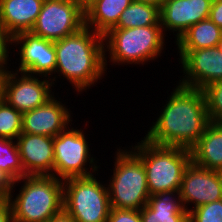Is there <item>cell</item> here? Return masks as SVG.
<instances>
[{
    "instance_id": "7",
    "label": "cell",
    "mask_w": 222,
    "mask_h": 222,
    "mask_svg": "<svg viewBox=\"0 0 222 222\" xmlns=\"http://www.w3.org/2000/svg\"><path fill=\"white\" fill-rule=\"evenodd\" d=\"M63 208L76 222H107L111 209L107 185L94 175L63 180Z\"/></svg>"
},
{
    "instance_id": "38",
    "label": "cell",
    "mask_w": 222,
    "mask_h": 222,
    "mask_svg": "<svg viewBox=\"0 0 222 222\" xmlns=\"http://www.w3.org/2000/svg\"><path fill=\"white\" fill-rule=\"evenodd\" d=\"M83 7V0H75Z\"/></svg>"
},
{
    "instance_id": "33",
    "label": "cell",
    "mask_w": 222,
    "mask_h": 222,
    "mask_svg": "<svg viewBox=\"0 0 222 222\" xmlns=\"http://www.w3.org/2000/svg\"><path fill=\"white\" fill-rule=\"evenodd\" d=\"M7 66L0 64V99L2 98V82L6 72Z\"/></svg>"
},
{
    "instance_id": "25",
    "label": "cell",
    "mask_w": 222,
    "mask_h": 222,
    "mask_svg": "<svg viewBox=\"0 0 222 222\" xmlns=\"http://www.w3.org/2000/svg\"><path fill=\"white\" fill-rule=\"evenodd\" d=\"M210 122L222 123V80L202 89Z\"/></svg>"
},
{
    "instance_id": "21",
    "label": "cell",
    "mask_w": 222,
    "mask_h": 222,
    "mask_svg": "<svg viewBox=\"0 0 222 222\" xmlns=\"http://www.w3.org/2000/svg\"><path fill=\"white\" fill-rule=\"evenodd\" d=\"M221 38L222 29L207 18L191 26L175 42L178 50H197L217 47Z\"/></svg>"
},
{
    "instance_id": "22",
    "label": "cell",
    "mask_w": 222,
    "mask_h": 222,
    "mask_svg": "<svg viewBox=\"0 0 222 222\" xmlns=\"http://www.w3.org/2000/svg\"><path fill=\"white\" fill-rule=\"evenodd\" d=\"M160 24V8L143 2L133 1L121 13L117 26L113 29L144 27Z\"/></svg>"
},
{
    "instance_id": "28",
    "label": "cell",
    "mask_w": 222,
    "mask_h": 222,
    "mask_svg": "<svg viewBox=\"0 0 222 222\" xmlns=\"http://www.w3.org/2000/svg\"><path fill=\"white\" fill-rule=\"evenodd\" d=\"M15 182L16 180L9 173L0 170V200H9L12 197Z\"/></svg>"
},
{
    "instance_id": "11",
    "label": "cell",
    "mask_w": 222,
    "mask_h": 222,
    "mask_svg": "<svg viewBox=\"0 0 222 222\" xmlns=\"http://www.w3.org/2000/svg\"><path fill=\"white\" fill-rule=\"evenodd\" d=\"M183 78L179 85L202 90L209 84L222 80V54L217 47L197 50H178Z\"/></svg>"
},
{
    "instance_id": "13",
    "label": "cell",
    "mask_w": 222,
    "mask_h": 222,
    "mask_svg": "<svg viewBox=\"0 0 222 222\" xmlns=\"http://www.w3.org/2000/svg\"><path fill=\"white\" fill-rule=\"evenodd\" d=\"M179 193L183 207L189 213L198 206L221 200L222 185L216 170L200 167L191 161L183 173ZM192 204L194 207L189 209Z\"/></svg>"
},
{
    "instance_id": "5",
    "label": "cell",
    "mask_w": 222,
    "mask_h": 222,
    "mask_svg": "<svg viewBox=\"0 0 222 222\" xmlns=\"http://www.w3.org/2000/svg\"><path fill=\"white\" fill-rule=\"evenodd\" d=\"M161 25H150L125 29H111L103 36L104 63L107 68V56L113 65L146 64L161 57L165 36ZM150 60V61H149Z\"/></svg>"
},
{
    "instance_id": "2",
    "label": "cell",
    "mask_w": 222,
    "mask_h": 222,
    "mask_svg": "<svg viewBox=\"0 0 222 222\" xmlns=\"http://www.w3.org/2000/svg\"><path fill=\"white\" fill-rule=\"evenodd\" d=\"M54 48L55 74L66 78L77 92L89 89L105 75L103 36L87 26L54 41Z\"/></svg>"
},
{
    "instance_id": "3",
    "label": "cell",
    "mask_w": 222,
    "mask_h": 222,
    "mask_svg": "<svg viewBox=\"0 0 222 222\" xmlns=\"http://www.w3.org/2000/svg\"><path fill=\"white\" fill-rule=\"evenodd\" d=\"M19 194L9 199L14 222H48L63 209V180L52 175L25 176ZM13 198V199H12Z\"/></svg>"
},
{
    "instance_id": "35",
    "label": "cell",
    "mask_w": 222,
    "mask_h": 222,
    "mask_svg": "<svg viewBox=\"0 0 222 222\" xmlns=\"http://www.w3.org/2000/svg\"><path fill=\"white\" fill-rule=\"evenodd\" d=\"M216 172H217V174H218V176L220 178V182H221V185H222V167L217 169Z\"/></svg>"
},
{
    "instance_id": "10",
    "label": "cell",
    "mask_w": 222,
    "mask_h": 222,
    "mask_svg": "<svg viewBox=\"0 0 222 222\" xmlns=\"http://www.w3.org/2000/svg\"><path fill=\"white\" fill-rule=\"evenodd\" d=\"M41 78L43 79L40 80L37 75L9 71L6 68L2 82V99L21 113L44 105L54 96L51 87L55 85L56 77Z\"/></svg>"
},
{
    "instance_id": "26",
    "label": "cell",
    "mask_w": 222,
    "mask_h": 222,
    "mask_svg": "<svg viewBox=\"0 0 222 222\" xmlns=\"http://www.w3.org/2000/svg\"><path fill=\"white\" fill-rule=\"evenodd\" d=\"M189 222H222V199L192 209Z\"/></svg>"
},
{
    "instance_id": "31",
    "label": "cell",
    "mask_w": 222,
    "mask_h": 222,
    "mask_svg": "<svg viewBox=\"0 0 222 222\" xmlns=\"http://www.w3.org/2000/svg\"><path fill=\"white\" fill-rule=\"evenodd\" d=\"M0 222H14L9 200H0Z\"/></svg>"
},
{
    "instance_id": "23",
    "label": "cell",
    "mask_w": 222,
    "mask_h": 222,
    "mask_svg": "<svg viewBox=\"0 0 222 222\" xmlns=\"http://www.w3.org/2000/svg\"><path fill=\"white\" fill-rule=\"evenodd\" d=\"M0 170L9 173L16 181L25 177V171L14 139L0 138Z\"/></svg>"
},
{
    "instance_id": "36",
    "label": "cell",
    "mask_w": 222,
    "mask_h": 222,
    "mask_svg": "<svg viewBox=\"0 0 222 222\" xmlns=\"http://www.w3.org/2000/svg\"><path fill=\"white\" fill-rule=\"evenodd\" d=\"M217 48H218V52H219L220 54H222V38H221V40L219 41V43H218V45H217Z\"/></svg>"
},
{
    "instance_id": "24",
    "label": "cell",
    "mask_w": 222,
    "mask_h": 222,
    "mask_svg": "<svg viewBox=\"0 0 222 222\" xmlns=\"http://www.w3.org/2000/svg\"><path fill=\"white\" fill-rule=\"evenodd\" d=\"M22 133V113L0 99V138L14 139Z\"/></svg>"
},
{
    "instance_id": "20",
    "label": "cell",
    "mask_w": 222,
    "mask_h": 222,
    "mask_svg": "<svg viewBox=\"0 0 222 222\" xmlns=\"http://www.w3.org/2000/svg\"><path fill=\"white\" fill-rule=\"evenodd\" d=\"M194 164L217 170L222 167V123L210 122L205 132L190 149Z\"/></svg>"
},
{
    "instance_id": "16",
    "label": "cell",
    "mask_w": 222,
    "mask_h": 222,
    "mask_svg": "<svg viewBox=\"0 0 222 222\" xmlns=\"http://www.w3.org/2000/svg\"><path fill=\"white\" fill-rule=\"evenodd\" d=\"M16 142L25 176H53V137L21 133L16 138Z\"/></svg>"
},
{
    "instance_id": "15",
    "label": "cell",
    "mask_w": 222,
    "mask_h": 222,
    "mask_svg": "<svg viewBox=\"0 0 222 222\" xmlns=\"http://www.w3.org/2000/svg\"><path fill=\"white\" fill-rule=\"evenodd\" d=\"M69 110L53 96L44 105L22 113V133L55 137L72 122Z\"/></svg>"
},
{
    "instance_id": "29",
    "label": "cell",
    "mask_w": 222,
    "mask_h": 222,
    "mask_svg": "<svg viewBox=\"0 0 222 222\" xmlns=\"http://www.w3.org/2000/svg\"><path fill=\"white\" fill-rule=\"evenodd\" d=\"M12 44H11V37L8 35L6 30L4 29L1 21H0V64H4L7 66L9 61V51Z\"/></svg>"
},
{
    "instance_id": "18",
    "label": "cell",
    "mask_w": 222,
    "mask_h": 222,
    "mask_svg": "<svg viewBox=\"0 0 222 222\" xmlns=\"http://www.w3.org/2000/svg\"><path fill=\"white\" fill-rule=\"evenodd\" d=\"M142 222H189L179 190L158 192L151 195L140 210Z\"/></svg>"
},
{
    "instance_id": "27",
    "label": "cell",
    "mask_w": 222,
    "mask_h": 222,
    "mask_svg": "<svg viewBox=\"0 0 222 222\" xmlns=\"http://www.w3.org/2000/svg\"><path fill=\"white\" fill-rule=\"evenodd\" d=\"M107 222H142L140 210L110 209Z\"/></svg>"
},
{
    "instance_id": "37",
    "label": "cell",
    "mask_w": 222,
    "mask_h": 222,
    "mask_svg": "<svg viewBox=\"0 0 222 222\" xmlns=\"http://www.w3.org/2000/svg\"><path fill=\"white\" fill-rule=\"evenodd\" d=\"M93 0H83V8L90 4Z\"/></svg>"
},
{
    "instance_id": "12",
    "label": "cell",
    "mask_w": 222,
    "mask_h": 222,
    "mask_svg": "<svg viewBox=\"0 0 222 222\" xmlns=\"http://www.w3.org/2000/svg\"><path fill=\"white\" fill-rule=\"evenodd\" d=\"M14 43V44H13ZM11 44L20 45L18 72L48 77L55 75L56 51L54 41L36 36L31 32H23L11 38Z\"/></svg>"
},
{
    "instance_id": "34",
    "label": "cell",
    "mask_w": 222,
    "mask_h": 222,
    "mask_svg": "<svg viewBox=\"0 0 222 222\" xmlns=\"http://www.w3.org/2000/svg\"><path fill=\"white\" fill-rule=\"evenodd\" d=\"M133 1L152 4L160 8L163 5L165 0H133Z\"/></svg>"
},
{
    "instance_id": "14",
    "label": "cell",
    "mask_w": 222,
    "mask_h": 222,
    "mask_svg": "<svg viewBox=\"0 0 222 222\" xmlns=\"http://www.w3.org/2000/svg\"><path fill=\"white\" fill-rule=\"evenodd\" d=\"M211 0H165L160 7L162 30L176 32V40L194 24L209 18Z\"/></svg>"
},
{
    "instance_id": "4",
    "label": "cell",
    "mask_w": 222,
    "mask_h": 222,
    "mask_svg": "<svg viewBox=\"0 0 222 222\" xmlns=\"http://www.w3.org/2000/svg\"><path fill=\"white\" fill-rule=\"evenodd\" d=\"M140 142L131 146V151L144 165L150 196L179 190L183 173L192 161L191 151L182 147L156 145L145 138Z\"/></svg>"
},
{
    "instance_id": "17",
    "label": "cell",
    "mask_w": 222,
    "mask_h": 222,
    "mask_svg": "<svg viewBox=\"0 0 222 222\" xmlns=\"http://www.w3.org/2000/svg\"><path fill=\"white\" fill-rule=\"evenodd\" d=\"M44 0H0V21L12 38L30 32Z\"/></svg>"
},
{
    "instance_id": "32",
    "label": "cell",
    "mask_w": 222,
    "mask_h": 222,
    "mask_svg": "<svg viewBox=\"0 0 222 222\" xmlns=\"http://www.w3.org/2000/svg\"><path fill=\"white\" fill-rule=\"evenodd\" d=\"M48 222H76L71 215L63 208L55 214Z\"/></svg>"
},
{
    "instance_id": "19",
    "label": "cell",
    "mask_w": 222,
    "mask_h": 222,
    "mask_svg": "<svg viewBox=\"0 0 222 222\" xmlns=\"http://www.w3.org/2000/svg\"><path fill=\"white\" fill-rule=\"evenodd\" d=\"M133 0H93L84 8L85 26L104 36L117 26L121 13Z\"/></svg>"
},
{
    "instance_id": "1",
    "label": "cell",
    "mask_w": 222,
    "mask_h": 222,
    "mask_svg": "<svg viewBox=\"0 0 222 222\" xmlns=\"http://www.w3.org/2000/svg\"><path fill=\"white\" fill-rule=\"evenodd\" d=\"M163 107L144 138L190 150L210 123L203 91L178 85Z\"/></svg>"
},
{
    "instance_id": "30",
    "label": "cell",
    "mask_w": 222,
    "mask_h": 222,
    "mask_svg": "<svg viewBox=\"0 0 222 222\" xmlns=\"http://www.w3.org/2000/svg\"><path fill=\"white\" fill-rule=\"evenodd\" d=\"M209 19L222 29V1H212Z\"/></svg>"
},
{
    "instance_id": "8",
    "label": "cell",
    "mask_w": 222,
    "mask_h": 222,
    "mask_svg": "<svg viewBox=\"0 0 222 222\" xmlns=\"http://www.w3.org/2000/svg\"><path fill=\"white\" fill-rule=\"evenodd\" d=\"M87 138L83 130L68 127L53 137L54 172L53 176L65 180L72 177H88L98 173L99 166L91 157ZM89 163V168L88 166ZM91 167V172L89 171Z\"/></svg>"
},
{
    "instance_id": "6",
    "label": "cell",
    "mask_w": 222,
    "mask_h": 222,
    "mask_svg": "<svg viewBox=\"0 0 222 222\" xmlns=\"http://www.w3.org/2000/svg\"><path fill=\"white\" fill-rule=\"evenodd\" d=\"M114 170L107 185L110 206L117 209L141 210L150 197L142 161L128 149H117Z\"/></svg>"
},
{
    "instance_id": "9",
    "label": "cell",
    "mask_w": 222,
    "mask_h": 222,
    "mask_svg": "<svg viewBox=\"0 0 222 222\" xmlns=\"http://www.w3.org/2000/svg\"><path fill=\"white\" fill-rule=\"evenodd\" d=\"M85 26L84 8L75 0H44L31 33L57 41Z\"/></svg>"
}]
</instances>
